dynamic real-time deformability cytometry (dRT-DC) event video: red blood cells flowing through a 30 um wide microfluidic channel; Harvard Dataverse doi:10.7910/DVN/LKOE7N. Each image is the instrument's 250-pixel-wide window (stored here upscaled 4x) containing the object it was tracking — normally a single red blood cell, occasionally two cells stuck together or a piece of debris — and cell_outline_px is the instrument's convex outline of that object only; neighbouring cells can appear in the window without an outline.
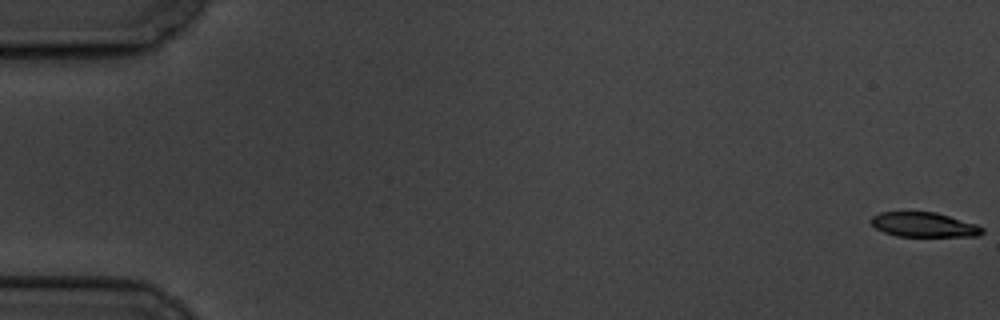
{"species": "common noctule bat (a hibernating species)", "species_latin": "Nyctalus noctula", "temperature_condition": "cold", "stored_images_in_passage": 6, "segment_of_instrument_passage": [2, 2], "camera_frame_rate_fps": 3000, "um_per_image_px": 0.085, "animal": {"sex": "male", "body_mass_g": 19.5, "forearm_length_mm": 54.6}, "frame": {"image": 1, "passage_image": 6, "time_ms": 6.667, "image_size_px": [1000, 320], "cell_outline_px": [[984, 232], [980, 236], [896, 236], [884, 232], [876, 228], [868, 220], [872, 216], [880, 212], [936, 212], [976, 224], [984, 228]], "centroid_in_image_um": [78.53, 19.1], "position_along_channel_um": 6.5, "area_um2": 16.01}}